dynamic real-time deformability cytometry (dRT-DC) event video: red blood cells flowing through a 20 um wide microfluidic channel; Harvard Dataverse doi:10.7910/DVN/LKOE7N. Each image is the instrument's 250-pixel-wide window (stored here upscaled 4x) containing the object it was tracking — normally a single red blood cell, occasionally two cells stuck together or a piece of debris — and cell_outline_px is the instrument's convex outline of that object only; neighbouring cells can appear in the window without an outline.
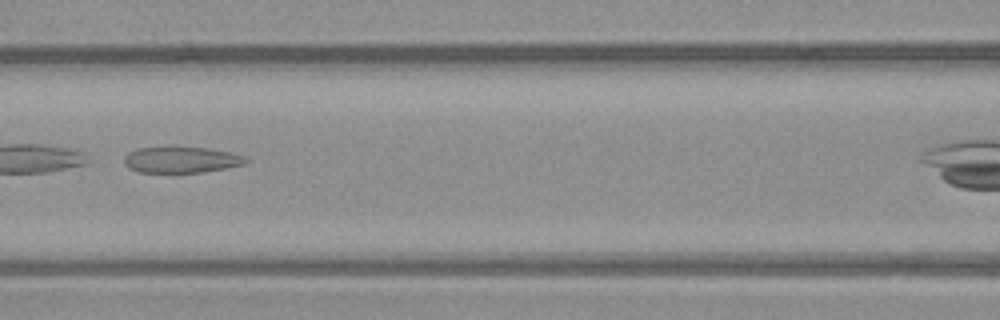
{"species": "common noctule bat (a hibernating species)", "species_latin": "Nyctalus noctula", "temperature_condition": "warm", "stored_images_in_passage": 38, "camera_frame_rate_fps": 3000, "um_per_image_px": 0.085, "animal": {"sex": "male", "body_mass_g": 23.1, "forearm_length_mm": 52.7}, "frame": {"image": 1, "passage_image": 18, "time_ms": 5.667, "image_size_px": [1000, 320], "cell_outline_px": [[248, 160], [244, 164], [204, 172], [140, 172], [128, 168], [124, 164], [124, 156], [128, 152], [136, 148], [168, 144], [172, 144], [208, 148], [232, 152], [248, 156]], "centroid_in_image_um": [15.37, 13.52], "position_along_channel_um": 151.2, "area_um2": 19.48}}
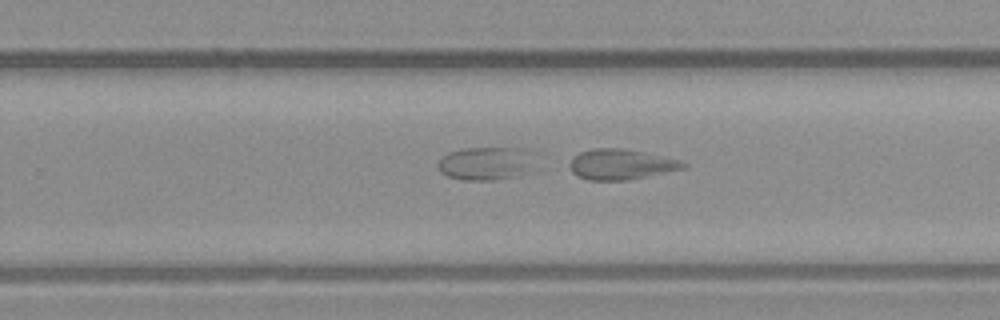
{"frame": {"image": 2, "passage_image": 28, "time_ms": 9.0, "image_size_px": [1000, 320], "cell_outline_px": [[688, 168], [628, 180], [588, 180], [576, 176], [572, 172], [568, 164], [580, 152], [592, 148], [620, 148], [644, 152], [680, 160], [688, 164]], "centroid_in_image_um": [52.81, 13.98], "position_along_channel_um": 277.0, "area_um2": 20.17}}
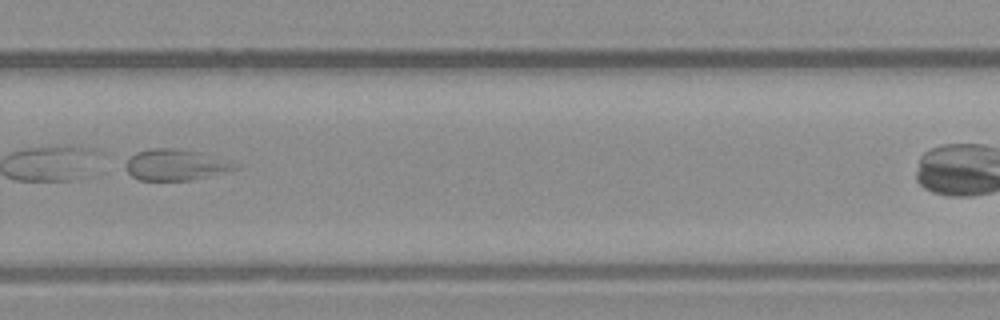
{"frame": {"image": 3, "passage_image": 31, "time_ms": 10.0, "image_size_px": [1000, 320], "cell_outline_px": [[240, 168], [192, 180], [140, 180], [132, 176], [128, 172], [124, 164], [136, 152], [152, 148], [176, 148], [196, 152], [232, 164]], "centroid_in_image_um": [14.81, 14.02], "position_along_channel_um": 315.0, "area_um2": 19.07}}